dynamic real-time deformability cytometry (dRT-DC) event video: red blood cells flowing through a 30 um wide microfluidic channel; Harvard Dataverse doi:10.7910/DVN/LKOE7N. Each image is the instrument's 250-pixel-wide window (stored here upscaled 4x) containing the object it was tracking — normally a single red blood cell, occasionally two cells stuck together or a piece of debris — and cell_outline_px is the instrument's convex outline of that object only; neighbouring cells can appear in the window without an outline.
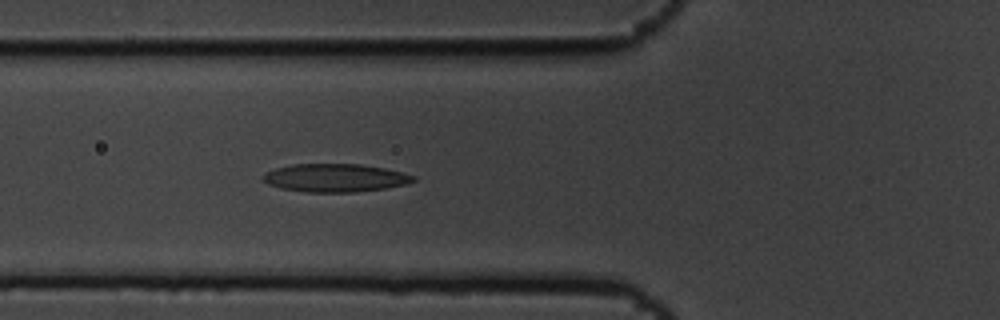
{"species": "common noctule bat (a hibernating species)", "species_latin": "Nyctalus noctula", "temperature_condition": "cold", "stored_images_in_passage": 6, "camera_frame_rate_fps": 3000, "um_per_image_px": 0.085, "animal": {"sex": "male", "body_mass_g": 19.5, "forearm_length_mm": 54.6}, "frame": {"image": 1, "passage_image": 6, "time_ms": 1.667, "image_size_px": [1000, 320], "cell_outline_px": [[416, 180], [408, 184], [384, 188], [352, 192], [308, 192], [280, 188], [268, 184], [264, 180], [264, 176], [268, 172], [276, 168], [292, 164], [360, 164], [384, 168], [416, 176]], "centroid_in_image_um": [28.52, 15.12], "position_along_channel_um": 97.3, "area_um2": 24.39}}